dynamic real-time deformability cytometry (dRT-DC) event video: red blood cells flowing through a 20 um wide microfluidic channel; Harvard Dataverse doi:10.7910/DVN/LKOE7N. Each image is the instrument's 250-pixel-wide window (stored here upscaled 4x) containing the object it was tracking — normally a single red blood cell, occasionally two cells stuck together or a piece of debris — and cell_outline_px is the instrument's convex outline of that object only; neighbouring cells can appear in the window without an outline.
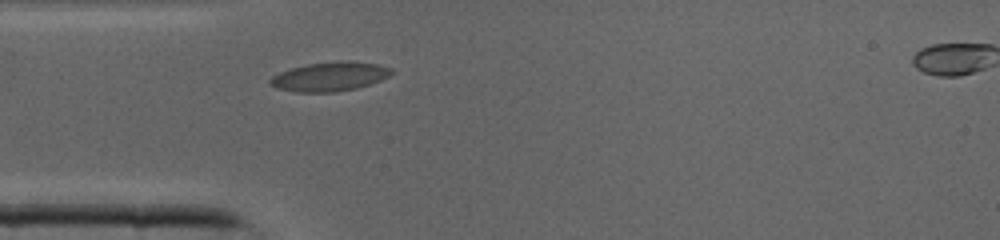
{"species": "common noctule bat (a hibernating species)", "species_latin": "Nyctalus noctula", "temperature_condition": "cold", "stored_images_in_passage": 27, "camera_frame_rate_fps": 3000, "um_per_image_px": 0.085, "animal": {"sex": "male", "body_mass_g": 19.0, "forearm_length_mm": 50.8}, "frame": {"image": 1, "passage_image": 1, "time_ms": 0.0, "image_size_px": [1000, 240], "cell_outline_px": [[396, 72], [380, 80], [356, 88], [336, 92], [296, 92], [276, 88], [268, 84], [268, 80], [272, 76], [280, 72], [292, 68], [308, 64], [340, 60], [348, 60], [380, 64], [392, 68]], "centroid_in_image_um": [28.04, 6.5], "position_along_channel_um": 57.0, "area_um2": 20.81}}
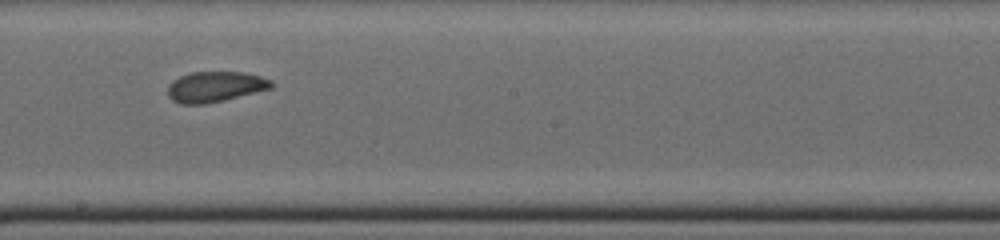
{"frame": {"image": 2, "passage_image": 12, "time_ms": 3.667, "image_size_px": [1000, 240], "cell_outline_px": [[276, 84], [272, 88], [224, 100], [204, 104], [180, 104], [172, 100], [168, 96], [168, 84], [172, 80], [180, 76], [192, 72], [244, 72], [260, 76], [272, 80]], "centroid_in_image_um": [18.29, 7.37], "position_along_channel_um": 229.9, "area_um2": 18.55}}
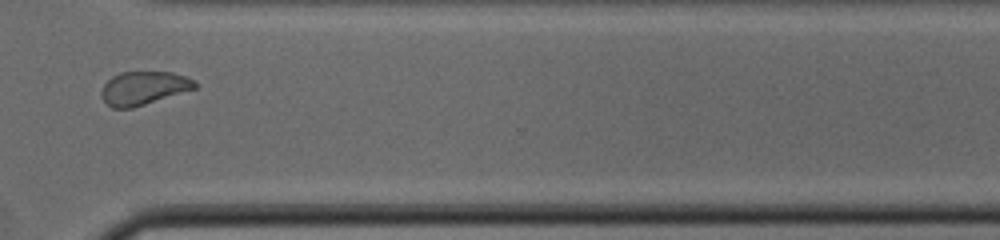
{"frame": {"image": 3, "passage_image": 20, "time_ms": 6.333, "image_size_px": [1000, 240], "cell_outline_px": [[200, 84], [196, 88], [132, 108], [112, 108], [104, 100], [100, 92], [104, 84], [112, 76], [120, 72], [172, 72], [196, 80]], "centroid_in_image_um": [12.23, 7.48], "position_along_channel_um": 358.4, "area_um2": 18.15}}